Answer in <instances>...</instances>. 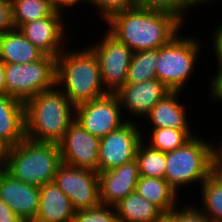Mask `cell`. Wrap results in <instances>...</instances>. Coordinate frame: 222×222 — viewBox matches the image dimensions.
<instances>
[{"label":"cell","instance_id":"34","mask_svg":"<svg viewBox=\"0 0 222 222\" xmlns=\"http://www.w3.org/2000/svg\"><path fill=\"white\" fill-rule=\"evenodd\" d=\"M221 24V25H220ZM218 28L214 29L215 33L212 35L213 50L217 58V69H222V23Z\"/></svg>","mask_w":222,"mask_h":222},{"label":"cell","instance_id":"40","mask_svg":"<svg viewBox=\"0 0 222 222\" xmlns=\"http://www.w3.org/2000/svg\"><path fill=\"white\" fill-rule=\"evenodd\" d=\"M212 175L222 184V167H212Z\"/></svg>","mask_w":222,"mask_h":222},{"label":"cell","instance_id":"30","mask_svg":"<svg viewBox=\"0 0 222 222\" xmlns=\"http://www.w3.org/2000/svg\"><path fill=\"white\" fill-rule=\"evenodd\" d=\"M100 10L102 20H107L113 14L135 7V0H87Z\"/></svg>","mask_w":222,"mask_h":222},{"label":"cell","instance_id":"10","mask_svg":"<svg viewBox=\"0 0 222 222\" xmlns=\"http://www.w3.org/2000/svg\"><path fill=\"white\" fill-rule=\"evenodd\" d=\"M58 187L70 199L76 211L101 205L98 172L62 163L54 176Z\"/></svg>","mask_w":222,"mask_h":222},{"label":"cell","instance_id":"31","mask_svg":"<svg viewBox=\"0 0 222 222\" xmlns=\"http://www.w3.org/2000/svg\"><path fill=\"white\" fill-rule=\"evenodd\" d=\"M197 206H187L179 208L177 206L171 210L166 216L172 222H211Z\"/></svg>","mask_w":222,"mask_h":222},{"label":"cell","instance_id":"5","mask_svg":"<svg viewBox=\"0 0 222 222\" xmlns=\"http://www.w3.org/2000/svg\"><path fill=\"white\" fill-rule=\"evenodd\" d=\"M199 138L195 134L182 147L166 152L164 179L176 193L183 185L193 182L201 185L212 174L215 145Z\"/></svg>","mask_w":222,"mask_h":222},{"label":"cell","instance_id":"37","mask_svg":"<svg viewBox=\"0 0 222 222\" xmlns=\"http://www.w3.org/2000/svg\"><path fill=\"white\" fill-rule=\"evenodd\" d=\"M53 2L61 9L65 8H71L74 7L78 2L83 3L86 2L87 0H53Z\"/></svg>","mask_w":222,"mask_h":222},{"label":"cell","instance_id":"42","mask_svg":"<svg viewBox=\"0 0 222 222\" xmlns=\"http://www.w3.org/2000/svg\"><path fill=\"white\" fill-rule=\"evenodd\" d=\"M159 222H172L166 215Z\"/></svg>","mask_w":222,"mask_h":222},{"label":"cell","instance_id":"25","mask_svg":"<svg viewBox=\"0 0 222 222\" xmlns=\"http://www.w3.org/2000/svg\"><path fill=\"white\" fill-rule=\"evenodd\" d=\"M158 49L134 52L127 72L125 83L137 84L156 79Z\"/></svg>","mask_w":222,"mask_h":222},{"label":"cell","instance_id":"22","mask_svg":"<svg viewBox=\"0 0 222 222\" xmlns=\"http://www.w3.org/2000/svg\"><path fill=\"white\" fill-rule=\"evenodd\" d=\"M119 222H159L165 215L136 191L115 205Z\"/></svg>","mask_w":222,"mask_h":222},{"label":"cell","instance_id":"16","mask_svg":"<svg viewBox=\"0 0 222 222\" xmlns=\"http://www.w3.org/2000/svg\"><path fill=\"white\" fill-rule=\"evenodd\" d=\"M170 90L157 78L137 84L125 83L115 94L121 108L131 116H145Z\"/></svg>","mask_w":222,"mask_h":222},{"label":"cell","instance_id":"27","mask_svg":"<svg viewBox=\"0 0 222 222\" xmlns=\"http://www.w3.org/2000/svg\"><path fill=\"white\" fill-rule=\"evenodd\" d=\"M149 146L161 152H169L182 147L191 139L184 131L173 128H152Z\"/></svg>","mask_w":222,"mask_h":222},{"label":"cell","instance_id":"23","mask_svg":"<svg viewBox=\"0 0 222 222\" xmlns=\"http://www.w3.org/2000/svg\"><path fill=\"white\" fill-rule=\"evenodd\" d=\"M13 27L51 16L59 7L53 0H10Z\"/></svg>","mask_w":222,"mask_h":222},{"label":"cell","instance_id":"33","mask_svg":"<svg viewBox=\"0 0 222 222\" xmlns=\"http://www.w3.org/2000/svg\"><path fill=\"white\" fill-rule=\"evenodd\" d=\"M215 72L210 83L211 85L209 86L211 89L209 96L212 97V100L214 99V101L216 100L222 103V69H217Z\"/></svg>","mask_w":222,"mask_h":222},{"label":"cell","instance_id":"12","mask_svg":"<svg viewBox=\"0 0 222 222\" xmlns=\"http://www.w3.org/2000/svg\"><path fill=\"white\" fill-rule=\"evenodd\" d=\"M62 163L98 172L100 138L87 132L74 120L58 143Z\"/></svg>","mask_w":222,"mask_h":222},{"label":"cell","instance_id":"8","mask_svg":"<svg viewBox=\"0 0 222 222\" xmlns=\"http://www.w3.org/2000/svg\"><path fill=\"white\" fill-rule=\"evenodd\" d=\"M120 100L115 93H108L92 101L75 106V120L91 135L103 138L119 129L128 119H123Z\"/></svg>","mask_w":222,"mask_h":222},{"label":"cell","instance_id":"28","mask_svg":"<svg viewBox=\"0 0 222 222\" xmlns=\"http://www.w3.org/2000/svg\"><path fill=\"white\" fill-rule=\"evenodd\" d=\"M195 6L193 0H135V7L171 13L182 23L185 20V12Z\"/></svg>","mask_w":222,"mask_h":222},{"label":"cell","instance_id":"32","mask_svg":"<svg viewBox=\"0 0 222 222\" xmlns=\"http://www.w3.org/2000/svg\"><path fill=\"white\" fill-rule=\"evenodd\" d=\"M13 28L10 0H0V34Z\"/></svg>","mask_w":222,"mask_h":222},{"label":"cell","instance_id":"7","mask_svg":"<svg viewBox=\"0 0 222 222\" xmlns=\"http://www.w3.org/2000/svg\"><path fill=\"white\" fill-rule=\"evenodd\" d=\"M6 95L22 103L56 86V58L44 55L28 64H5Z\"/></svg>","mask_w":222,"mask_h":222},{"label":"cell","instance_id":"15","mask_svg":"<svg viewBox=\"0 0 222 222\" xmlns=\"http://www.w3.org/2000/svg\"><path fill=\"white\" fill-rule=\"evenodd\" d=\"M136 159L109 171L98 173L100 202L115 206L127 195L135 191L139 179Z\"/></svg>","mask_w":222,"mask_h":222},{"label":"cell","instance_id":"13","mask_svg":"<svg viewBox=\"0 0 222 222\" xmlns=\"http://www.w3.org/2000/svg\"><path fill=\"white\" fill-rule=\"evenodd\" d=\"M63 11L58 8L51 16L22 24L18 29L45 55L57 58L64 50V35L67 36Z\"/></svg>","mask_w":222,"mask_h":222},{"label":"cell","instance_id":"1","mask_svg":"<svg viewBox=\"0 0 222 222\" xmlns=\"http://www.w3.org/2000/svg\"><path fill=\"white\" fill-rule=\"evenodd\" d=\"M106 24L107 32L133 52L163 47L183 25L171 13L140 7L113 14Z\"/></svg>","mask_w":222,"mask_h":222},{"label":"cell","instance_id":"29","mask_svg":"<svg viewBox=\"0 0 222 222\" xmlns=\"http://www.w3.org/2000/svg\"><path fill=\"white\" fill-rule=\"evenodd\" d=\"M73 222H119L115 206L100 205L91 209L78 210Z\"/></svg>","mask_w":222,"mask_h":222},{"label":"cell","instance_id":"35","mask_svg":"<svg viewBox=\"0 0 222 222\" xmlns=\"http://www.w3.org/2000/svg\"><path fill=\"white\" fill-rule=\"evenodd\" d=\"M0 222H24L11 208L0 200Z\"/></svg>","mask_w":222,"mask_h":222},{"label":"cell","instance_id":"20","mask_svg":"<svg viewBox=\"0 0 222 222\" xmlns=\"http://www.w3.org/2000/svg\"><path fill=\"white\" fill-rule=\"evenodd\" d=\"M44 55L19 29L13 28L0 34V58L4 64H28L40 60Z\"/></svg>","mask_w":222,"mask_h":222},{"label":"cell","instance_id":"2","mask_svg":"<svg viewBox=\"0 0 222 222\" xmlns=\"http://www.w3.org/2000/svg\"><path fill=\"white\" fill-rule=\"evenodd\" d=\"M75 120V106L55 86L25 103L26 137L58 144Z\"/></svg>","mask_w":222,"mask_h":222},{"label":"cell","instance_id":"38","mask_svg":"<svg viewBox=\"0 0 222 222\" xmlns=\"http://www.w3.org/2000/svg\"><path fill=\"white\" fill-rule=\"evenodd\" d=\"M0 95H6L5 64L0 58Z\"/></svg>","mask_w":222,"mask_h":222},{"label":"cell","instance_id":"24","mask_svg":"<svg viewBox=\"0 0 222 222\" xmlns=\"http://www.w3.org/2000/svg\"><path fill=\"white\" fill-rule=\"evenodd\" d=\"M143 139L136 150L139 175L143 177L165 178L166 153L146 145L148 142Z\"/></svg>","mask_w":222,"mask_h":222},{"label":"cell","instance_id":"3","mask_svg":"<svg viewBox=\"0 0 222 222\" xmlns=\"http://www.w3.org/2000/svg\"><path fill=\"white\" fill-rule=\"evenodd\" d=\"M56 86L74 106L108 94L98 60L87 46L78 51L64 48L56 58Z\"/></svg>","mask_w":222,"mask_h":222},{"label":"cell","instance_id":"11","mask_svg":"<svg viewBox=\"0 0 222 222\" xmlns=\"http://www.w3.org/2000/svg\"><path fill=\"white\" fill-rule=\"evenodd\" d=\"M136 121H127L119 129L100 139L98 173L109 171L136 158V150L143 140Z\"/></svg>","mask_w":222,"mask_h":222},{"label":"cell","instance_id":"9","mask_svg":"<svg viewBox=\"0 0 222 222\" xmlns=\"http://www.w3.org/2000/svg\"><path fill=\"white\" fill-rule=\"evenodd\" d=\"M88 48L98 60L101 81L105 90L108 93H116L125 85L134 52L107 31L101 41L91 44Z\"/></svg>","mask_w":222,"mask_h":222},{"label":"cell","instance_id":"26","mask_svg":"<svg viewBox=\"0 0 222 222\" xmlns=\"http://www.w3.org/2000/svg\"><path fill=\"white\" fill-rule=\"evenodd\" d=\"M201 188V211L211 222H222V184L211 174Z\"/></svg>","mask_w":222,"mask_h":222},{"label":"cell","instance_id":"18","mask_svg":"<svg viewBox=\"0 0 222 222\" xmlns=\"http://www.w3.org/2000/svg\"><path fill=\"white\" fill-rule=\"evenodd\" d=\"M180 91H170L147 113L152 128H173L193 138L187 119L186 106L179 102Z\"/></svg>","mask_w":222,"mask_h":222},{"label":"cell","instance_id":"17","mask_svg":"<svg viewBox=\"0 0 222 222\" xmlns=\"http://www.w3.org/2000/svg\"><path fill=\"white\" fill-rule=\"evenodd\" d=\"M39 199L33 222H73L76 210L55 182L39 186Z\"/></svg>","mask_w":222,"mask_h":222},{"label":"cell","instance_id":"36","mask_svg":"<svg viewBox=\"0 0 222 222\" xmlns=\"http://www.w3.org/2000/svg\"><path fill=\"white\" fill-rule=\"evenodd\" d=\"M217 146V147H216ZM214 147L213 146V164L212 167H222V140Z\"/></svg>","mask_w":222,"mask_h":222},{"label":"cell","instance_id":"39","mask_svg":"<svg viewBox=\"0 0 222 222\" xmlns=\"http://www.w3.org/2000/svg\"><path fill=\"white\" fill-rule=\"evenodd\" d=\"M6 149L7 148L0 142V169H2L5 164Z\"/></svg>","mask_w":222,"mask_h":222},{"label":"cell","instance_id":"4","mask_svg":"<svg viewBox=\"0 0 222 222\" xmlns=\"http://www.w3.org/2000/svg\"><path fill=\"white\" fill-rule=\"evenodd\" d=\"M62 164L58 144L27 137L6 149L3 169L15 179L36 186L52 182Z\"/></svg>","mask_w":222,"mask_h":222},{"label":"cell","instance_id":"21","mask_svg":"<svg viewBox=\"0 0 222 222\" xmlns=\"http://www.w3.org/2000/svg\"><path fill=\"white\" fill-rule=\"evenodd\" d=\"M135 191L155 205L164 215L176 207L178 193L165 179L143 177L137 180Z\"/></svg>","mask_w":222,"mask_h":222},{"label":"cell","instance_id":"41","mask_svg":"<svg viewBox=\"0 0 222 222\" xmlns=\"http://www.w3.org/2000/svg\"><path fill=\"white\" fill-rule=\"evenodd\" d=\"M194 1V3L196 4V7L198 6L199 7V5H202V3L203 4H205V3H209L210 1L212 2V0H193ZM221 1V0H220ZM213 2H214V0H213Z\"/></svg>","mask_w":222,"mask_h":222},{"label":"cell","instance_id":"6","mask_svg":"<svg viewBox=\"0 0 222 222\" xmlns=\"http://www.w3.org/2000/svg\"><path fill=\"white\" fill-rule=\"evenodd\" d=\"M195 40L178 33L166 45L158 48L156 78L170 91L182 92L195 70L201 53L199 40Z\"/></svg>","mask_w":222,"mask_h":222},{"label":"cell","instance_id":"19","mask_svg":"<svg viewBox=\"0 0 222 222\" xmlns=\"http://www.w3.org/2000/svg\"><path fill=\"white\" fill-rule=\"evenodd\" d=\"M25 138V104L11 96L0 95V142L9 148Z\"/></svg>","mask_w":222,"mask_h":222},{"label":"cell","instance_id":"14","mask_svg":"<svg viewBox=\"0 0 222 222\" xmlns=\"http://www.w3.org/2000/svg\"><path fill=\"white\" fill-rule=\"evenodd\" d=\"M0 200L24 222H33L39 206V186L23 183L0 169Z\"/></svg>","mask_w":222,"mask_h":222}]
</instances>
